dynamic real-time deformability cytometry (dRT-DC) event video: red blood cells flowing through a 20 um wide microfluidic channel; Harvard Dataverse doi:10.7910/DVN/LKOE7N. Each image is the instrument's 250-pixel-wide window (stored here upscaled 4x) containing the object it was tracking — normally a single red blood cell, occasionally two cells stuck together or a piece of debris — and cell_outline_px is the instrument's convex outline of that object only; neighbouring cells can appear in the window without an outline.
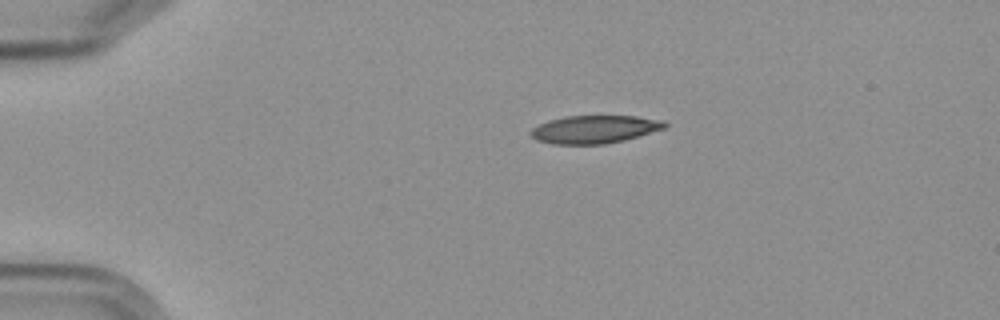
{"species": "Egyptian fruit bat (a non-hibernating species)", "species_latin": "Rousettus aegyptiacus", "temperature_condition": "cold", "stored_images_in_passage": 3, "camera_frame_rate_fps": 3000, "um_per_image_px": 0.085, "frame": {"image": 1, "passage_image": 1, "time_ms": 0.0, "image_size_px": [1000, 320], "cell_outline_px": [[668, 124], [664, 128], [624, 140], [604, 144], [552, 144], [536, 140], [528, 132], [532, 128], [548, 120], [564, 116], [636, 116], [664, 120]], "centroid_in_image_um": [50.5, 10.99], "position_along_channel_um": 34.5, "area_um2": 21.79}}
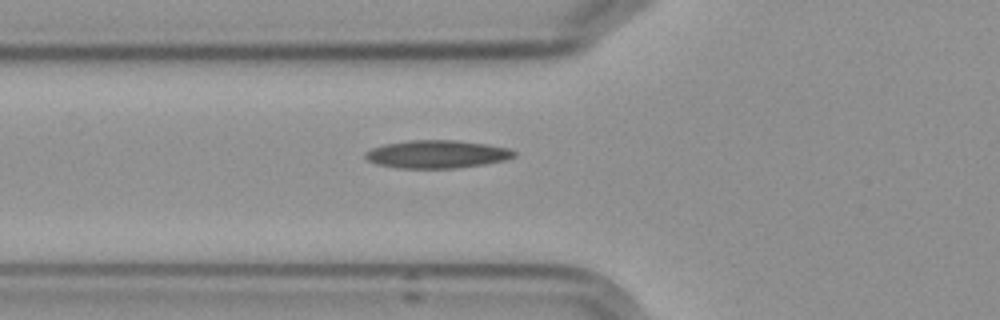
{"frame": {"image": 2, "passage_image": 3, "time_ms": 3.0, "image_size_px": [1000, 320], "cell_outline_px": [[516, 156], [508, 160], [484, 164], [456, 168], [400, 168], [376, 164], [368, 160], [364, 156], [364, 152], [372, 148], [384, 144], [408, 140], [456, 140], [484, 144], [508, 148], [516, 152]], "centroid_in_image_um": [37.14, 13.11], "position_along_channel_um": 88.7, "area_um2": 24.28}}